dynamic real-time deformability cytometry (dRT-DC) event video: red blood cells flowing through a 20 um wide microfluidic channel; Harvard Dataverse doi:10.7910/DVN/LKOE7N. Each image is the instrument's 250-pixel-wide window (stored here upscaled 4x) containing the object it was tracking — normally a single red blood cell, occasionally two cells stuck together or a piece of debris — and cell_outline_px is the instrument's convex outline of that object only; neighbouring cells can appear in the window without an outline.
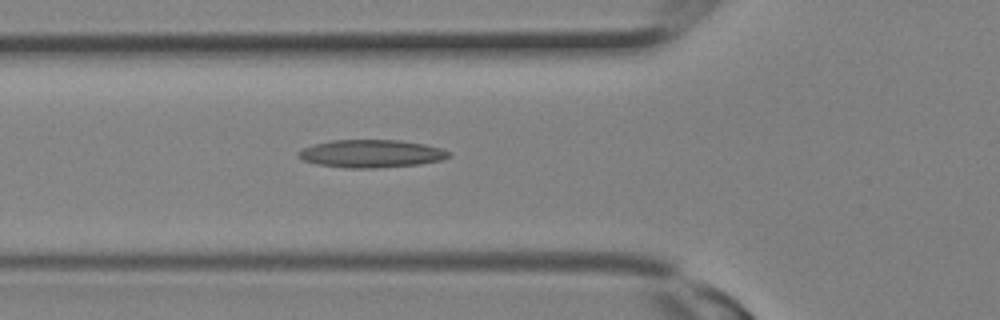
{"species": "Egyptian fruit bat (a non-hibernating species)", "species_latin": "Rousettus aegyptiacus", "temperature_condition": "room temperature", "stored_images_in_passage": 25, "camera_frame_rate_fps": 3000, "um_per_image_px": 0.085, "animal": {"sex": "female"}, "frame": {"image": 1, "passage_image": 7, "time_ms": 2.0, "image_size_px": [1000, 320], "cell_outline_px": [[452, 156], [440, 160], [420, 164], [372, 168], [348, 168], [316, 164], [304, 160], [296, 156], [296, 152], [312, 144], [332, 140], [400, 140], [424, 144], [440, 148], [452, 152]], "centroid_in_image_um": [31.54, 13.05], "position_along_channel_um": 94.3, "area_um2": 24.45}}
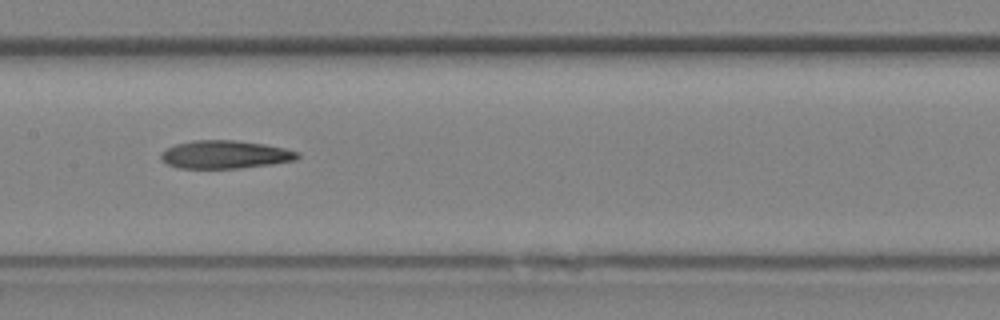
{"frame": {"image": 2, "passage_image": 11, "time_ms": 3.333, "image_size_px": [1000, 320], "cell_outline_px": [[300, 156], [296, 160], [272, 164], [240, 168], [180, 168], [168, 164], [160, 160], [160, 152], [176, 144], [192, 140], [236, 140], [264, 144], [284, 148], [300, 152]], "centroid_in_image_um": [19.13, 13.13], "position_along_channel_um": 188.3, "area_um2": 22.43}}
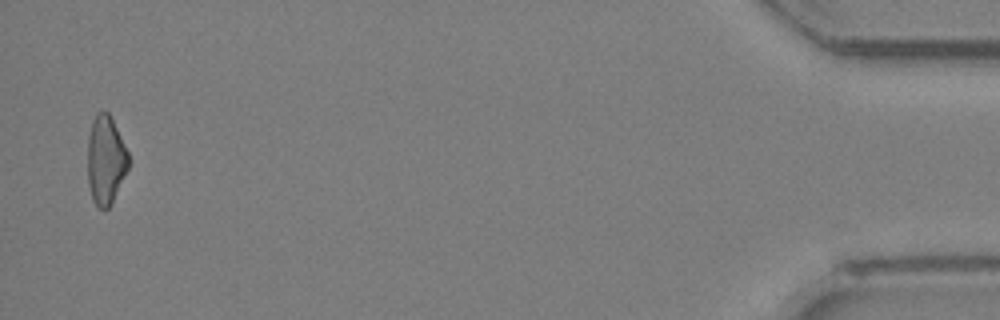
{"frame": {"image": 3, "passage_image": 25, "time_ms": 8.0, "image_size_px": [1000, 320], "cell_outline_px": [[128, 168], [112, 204], [108, 208], [96, 208], [92, 200], [88, 184], [88, 136], [92, 120], [96, 112], [108, 112], [128, 152]], "centroid_in_image_um": [8.96, 13.64], "position_along_channel_um": 426.2, "area_um2": 21.1}}